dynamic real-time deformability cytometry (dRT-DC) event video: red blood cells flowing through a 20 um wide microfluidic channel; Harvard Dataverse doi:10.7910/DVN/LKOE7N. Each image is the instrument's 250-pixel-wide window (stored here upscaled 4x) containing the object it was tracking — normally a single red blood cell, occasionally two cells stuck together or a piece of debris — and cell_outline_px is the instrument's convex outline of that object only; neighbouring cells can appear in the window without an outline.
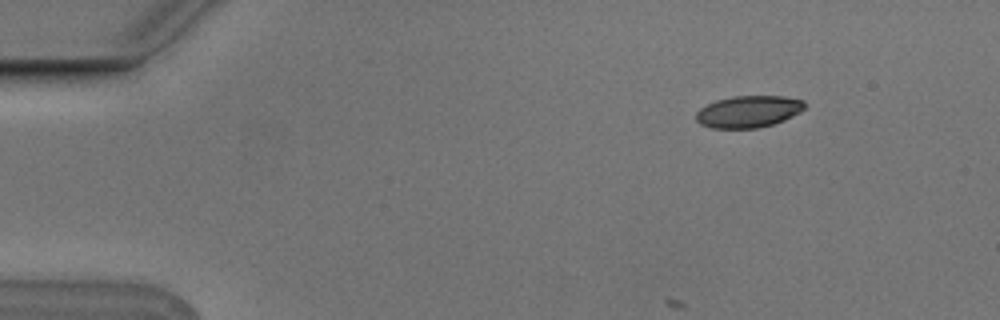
{"species": "Egyptian fruit bat (a non-hibernating species)", "species_latin": "Rousettus aegyptiacus", "temperature_condition": "cold", "stored_images_in_passage": 8, "camera_frame_rate_fps": 3000, "um_per_image_px": 0.085, "animal": {"sex": "male"}, "frame": {"image": 1, "passage_image": 3, "time_ms": 0.667, "image_size_px": [1000, 320], "cell_outline_px": [[804, 108], [800, 112], [784, 120], [772, 124], [756, 128], [712, 128], [700, 124], [696, 120], [696, 112], [700, 108], [716, 100], [732, 96], [784, 96], [804, 100]], "centroid_in_image_um": [63.61, 9.48], "position_along_channel_um": 21.4, "area_um2": 20.11}}
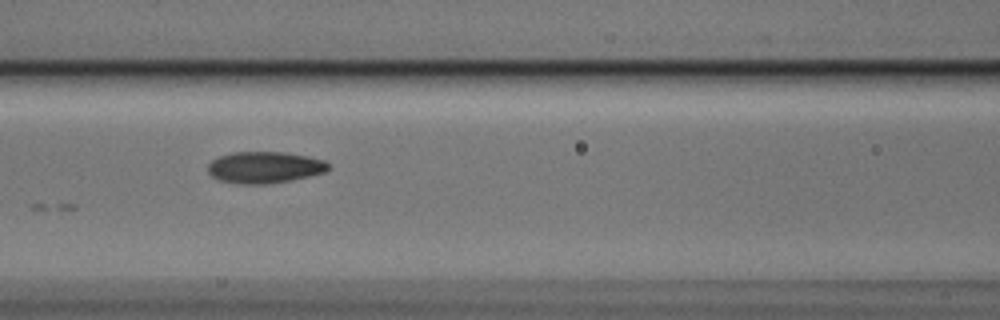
{"frame": {"image": 2, "passage_image": 7, "time_ms": 2.0, "image_size_px": [1000, 320], "cell_outline_px": [[328, 168], [324, 172], [308, 176], [268, 184], [240, 184], [216, 180], [208, 172], [208, 164], [212, 160], [220, 156], [232, 152], [284, 152], [308, 156], [324, 160], [328, 164]], "centroid_in_image_um": [22.44, 14.22], "position_along_channel_um": 144.2, "area_um2": 22.08}}
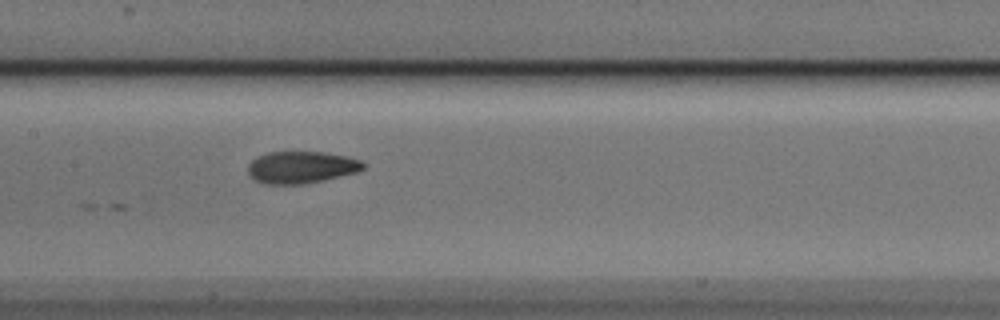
{"frame": {"image": 3, "passage_image": 8, "time_ms": 2.333, "image_size_px": [1000, 320], "cell_outline_px": [[364, 168], [356, 172], [304, 184], [264, 184], [256, 180], [248, 172], [248, 164], [256, 156], [268, 152], [324, 152], [344, 156], [360, 160], [364, 164]], "centroid_in_image_um": [25.57, 14.21], "position_along_channel_um": 181.8, "area_um2": 21.27}}